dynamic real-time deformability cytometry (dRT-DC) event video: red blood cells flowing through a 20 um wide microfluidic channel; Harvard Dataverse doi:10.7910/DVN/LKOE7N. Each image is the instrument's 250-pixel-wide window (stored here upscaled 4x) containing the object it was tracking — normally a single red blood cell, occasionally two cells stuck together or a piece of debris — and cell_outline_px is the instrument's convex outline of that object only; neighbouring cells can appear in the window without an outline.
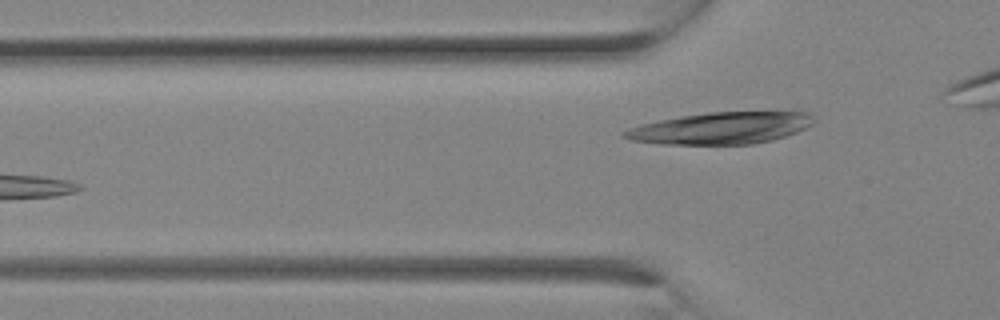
{"species": "Egyptian fruit bat (a non-hibernating species)", "species_latin": "Rousettus aegyptiacus", "temperature_condition": "room temperature", "stored_images_in_passage": 7, "camera_frame_rate_fps": 3000, "um_per_image_px": 0.085, "animal": {"sex": "female"}, "frame": {"image": 1, "passage_image": 7, "time_ms": 2.0, "image_size_px": [1000, 320], "cell_outline_px": [[816, 120], [812, 124], [796, 132], [772, 140], [752, 144], [660, 144], [632, 140], [620, 136], [620, 132], [628, 128], [640, 124], [680, 116], [708, 112], [808, 112], [816, 116]], "centroid_in_image_um": [61.25, 10.88], "position_along_channel_um": 64.5, "area_um2": 35.14}}